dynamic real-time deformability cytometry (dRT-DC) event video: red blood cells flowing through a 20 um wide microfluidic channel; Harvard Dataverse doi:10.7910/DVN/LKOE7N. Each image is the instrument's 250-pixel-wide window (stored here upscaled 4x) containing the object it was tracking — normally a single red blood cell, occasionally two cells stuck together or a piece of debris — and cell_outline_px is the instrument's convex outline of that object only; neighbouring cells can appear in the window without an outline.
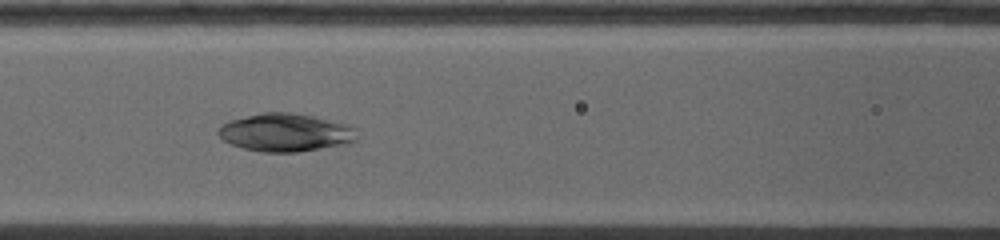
{"species": "common noctule bat (a hibernating species)", "species_latin": "Nyctalus noctula", "temperature_condition": "warm", "stored_images_in_passage": 27, "camera_frame_rate_fps": 5000, "um_per_image_px": 0.085, "animal": {"sex": "female", "body_mass_g": 19.0, "forearm_length_mm": 53.3}, "frame": {"image": 1, "passage_image": 24, "time_ms": 4.4, "image_size_px": [1000, 240], "cell_outline_px": [[356, 140], [348, 144], [300, 152], [260, 152], [244, 148], [232, 144], [224, 140], [216, 132], [228, 120], [264, 112], [288, 112], [312, 116], [352, 124], [356, 128]], "centroid_in_image_um": [24.32, 11.26], "position_along_channel_um": 142.3, "area_um2": 30.92}}